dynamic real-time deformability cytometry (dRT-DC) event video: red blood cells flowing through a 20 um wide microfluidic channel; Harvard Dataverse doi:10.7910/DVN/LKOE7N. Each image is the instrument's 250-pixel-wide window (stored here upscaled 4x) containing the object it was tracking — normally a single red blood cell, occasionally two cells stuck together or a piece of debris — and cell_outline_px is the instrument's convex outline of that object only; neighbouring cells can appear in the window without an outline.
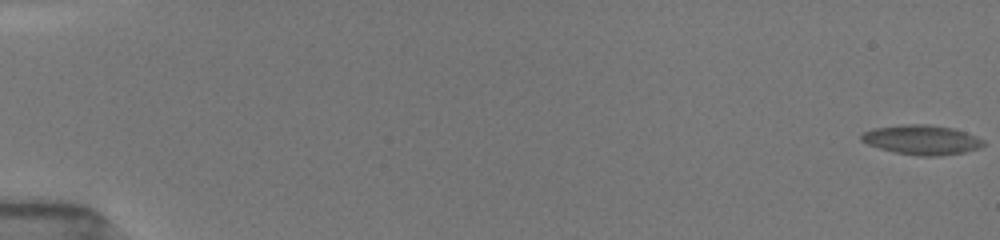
{"species": "common noctule bat (a hibernating species)", "species_latin": "Nyctalus noctula", "temperature_condition": "room temperature", "stored_images_in_passage": 55, "camera_frame_rate_fps": 3000, "um_per_image_px": 0.085, "animal": {"sex": "female", "body_mass_g": 19.5, "forearm_length_mm": 54.1}, "frame": {"image": 1, "passage_image": 1, "time_ms": 0.0, "image_size_px": [1000, 240], "cell_outline_px": [[984, 144], [980, 148], [964, 152], [940, 156], [916, 156], [896, 152], [880, 148], [868, 144], [860, 140], [860, 136], [864, 132], [876, 128], [900, 124], [928, 124], [952, 128], [976, 136], [984, 140]], "centroid_in_image_um": [78.36, 11.89], "position_along_channel_um": 6.6, "area_um2": 20.98}}
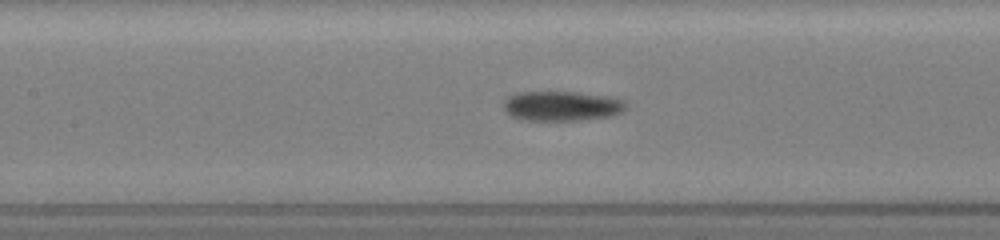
{"frame": {"image": 2, "passage_image": 27, "time_ms": 8.667, "image_size_px": [1000, 240], "cell_outline_px": [[628, 108], [612, 116], [580, 120], [520, 120], [512, 116], [504, 108], [504, 100], [508, 96], [516, 92], [580, 92], [612, 96], [624, 100], [628, 104]], "centroid_in_image_um": [47.8, 9.0], "position_along_channel_um": 159.6, "area_um2": 21.56}}
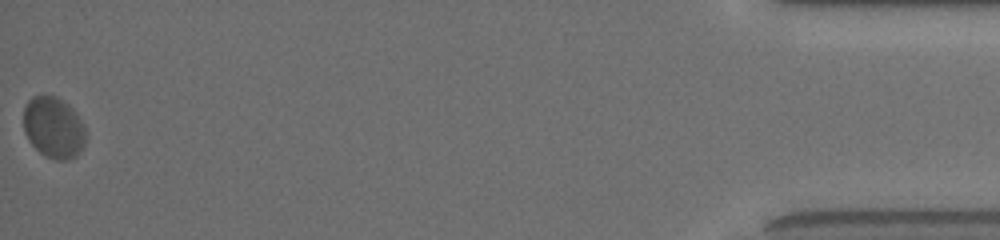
{"frame": {"image": 3, "passage_image": 55, "time_ms": 18.0, "image_size_px": [1000, 240], "cell_outline_px": [[84, 144], [80, 152], [76, 156], [68, 160], [56, 160], [44, 156], [28, 140], [24, 132], [24, 108], [28, 100], [32, 96], [56, 96], [68, 104], [72, 108], [84, 124]], "centroid_in_image_um": [4.55, 10.85], "position_along_channel_um": 430.7, "area_um2": 22.2}, "authors_computed_cell_mechanics": {"area_um2": 20.519, "velocity_mm_per_s": 3.8368, "shape_relaxation_time_tau1_ms": 8.9449, "shape_relaxation_time_tau2_ms": 0.5996, "deformation_change_tau1": 0.1955, "deformation_change_tau2": 0.0371}}